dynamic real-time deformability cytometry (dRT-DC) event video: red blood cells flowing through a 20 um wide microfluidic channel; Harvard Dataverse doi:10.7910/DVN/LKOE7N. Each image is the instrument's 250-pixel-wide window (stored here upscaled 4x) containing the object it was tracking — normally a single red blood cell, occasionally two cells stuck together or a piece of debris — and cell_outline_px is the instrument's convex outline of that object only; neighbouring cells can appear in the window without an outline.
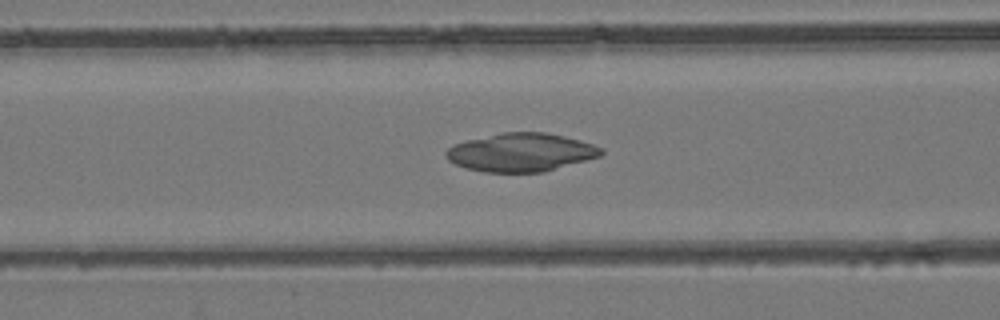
{"species": "common noctule bat (a hibernating species)", "species_latin": "Nyctalus noctula", "temperature_condition": "room temperature", "stored_images_in_passage": 48, "camera_frame_rate_fps": 3000, "um_per_image_px": 0.085, "animal": {"sex": "female", "body_mass_g": 24.6, "forearm_length_mm": 56.2}, "frame": {"image": 1, "passage_image": 21, "time_ms": 6.667, "image_size_px": [1000, 320], "cell_outline_px": [[604, 152], [600, 156], [544, 172], [484, 172], [468, 168], [456, 164], [448, 160], [444, 156], [444, 152], [448, 148], [456, 144], [468, 140], [504, 132], [544, 132], [564, 136], [580, 140], [604, 148]], "centroid_in_image_um": [44.3, 12.95], "position_along_channel_um": 122.3, "area_um2": 34.45}}
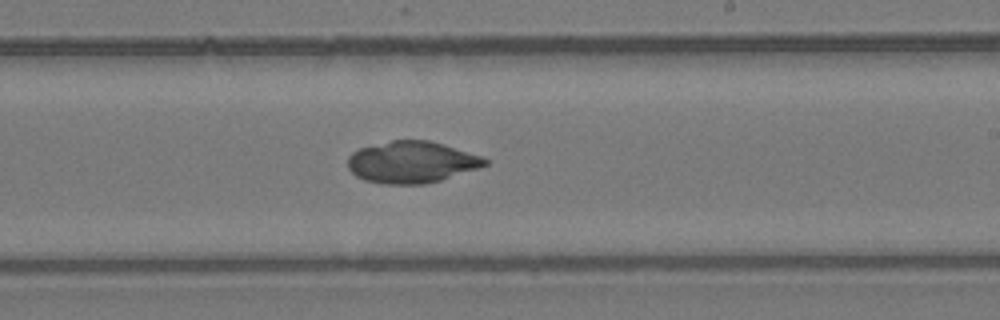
{"frame": {"image": 2, "passage_image": 31, "time_ms": 10.0, "image_size_px": [1000, 320], "cell_outline_px": [[488, 164], [440, 180], [424, 184], [384, 184], [364, 180], [356, 176], [348, 168], [348, 156], [352, 152], [360, 148], [392, 140], [428, 140], [444, 144], [484, 156], [488, 160]], "centroid_in_image_um": [34.98, 13.77], "position_along_channel_um": 254.0, "area_um2": 33.23}}
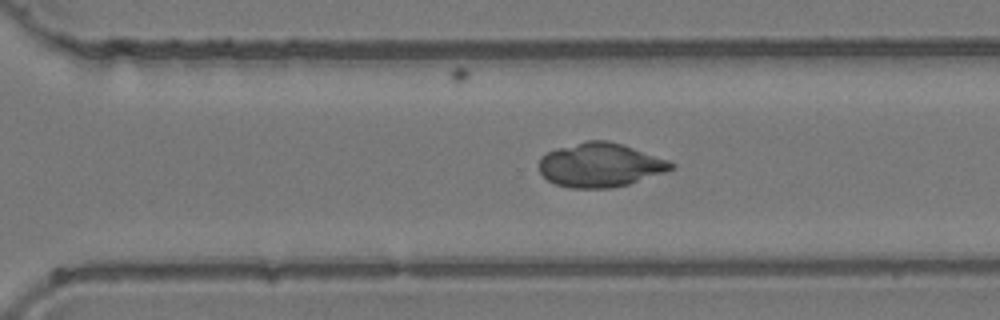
{"frame": {"image": 3, "passage_image": 36, "time_ms": 11.667, "image_size_px": [1000, 320], "cell_outline_px": [[676, 164], [672, 168], [664, 172], [628, 184], [612, 188], [568, 188], [556, 184], [548, 180], [540, 172], [540, 156], [556, 148], [588, 140], [608, 140], [668, 160]], "centroid_in_image_um": [50.98, 14.03], "position_along_channel_um": 319.6, "area_um2": 33.52}}